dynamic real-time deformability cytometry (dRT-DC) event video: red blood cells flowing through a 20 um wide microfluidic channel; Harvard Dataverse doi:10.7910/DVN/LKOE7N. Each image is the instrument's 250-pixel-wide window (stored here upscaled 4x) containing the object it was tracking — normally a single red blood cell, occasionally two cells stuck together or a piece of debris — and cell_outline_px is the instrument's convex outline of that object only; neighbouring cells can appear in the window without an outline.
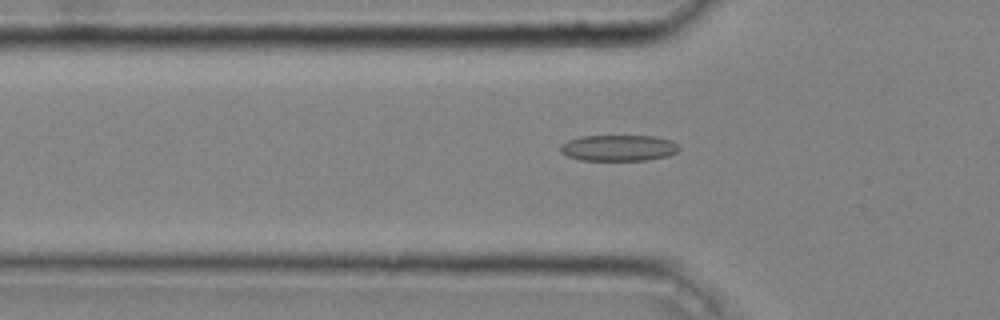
{"species": "common noctule bat (a hibernating species)", "species_latin": "Nyctalus noctula", "temperature_condition": "cold", "stored_images_in_passage": 42, "camera_frame_rate_fps": 3000, "um_per_image_px": 0.085, "animal": {"sex": "male", "body_mass_g": 20.4}, "frame": {"image": 1, "passage_image": 12, "time_ms": 3.667, "image_size_px": [1000, 320], "cell_outline_px": [[680, 148], [676, 152], [668, 156], [648, 160], [580, 160], [568, 156], [560, 152], [560, 144], [568, 140], [580, 136], [656, 136], [672, 140]], "centroid_in_image_um": [52.57, 12.57], "position_along_channel_um": 73.2, "area_um2": 18.15}}
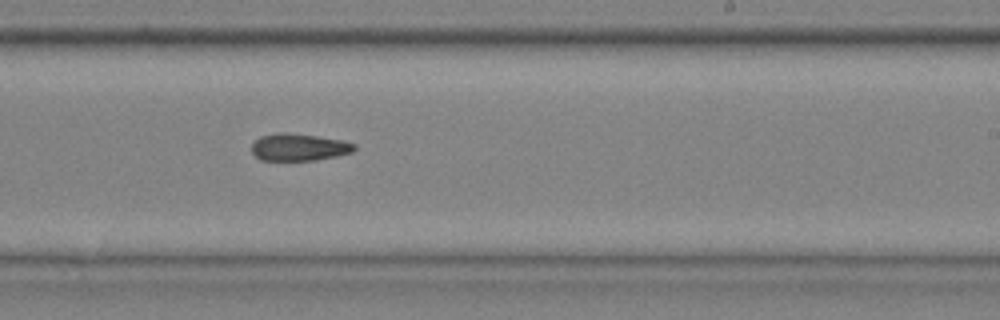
{"frame": {"image": 2, "passage_image": 26, "time_ms": 8.333, "image_size_px": [1000, 320], "cell_outline_px": [[356, 148], [352, 152], [336, 156], [316, 160], [260, 160], [252, 152], [252, 144], [260, 136], [280, 132], [284, 132], [316, 136], [344, 140], [356, 144]], "centroid_in_image_um": [25.42, 12.51], "position_along_channel_um": 263.6, "area_um2": 16.24}}
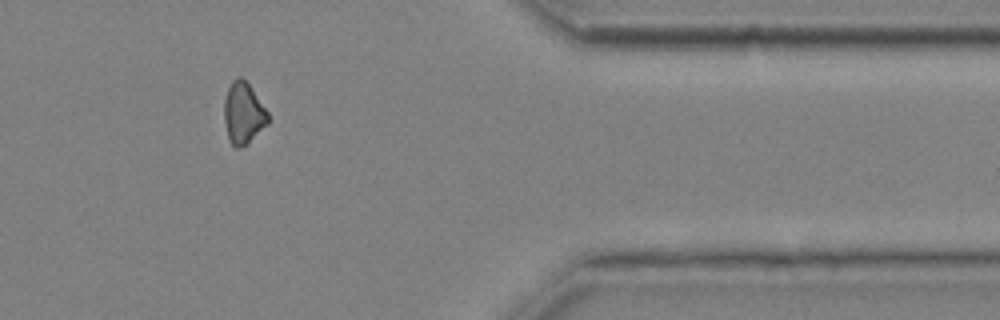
{"frame": {"image": 3, "passage_image": 37, "time_ms": 12.0, "image_size_px": [1000, 320], "cell_outline_px": [[268, 124], [248, 144], [240, 148], [236, 148], [228, 140], [224, 120], [224, 100], [228, 88], [232, 80], [236, 76], [240, 76], [248, 84], [268, 112]], "centroid_in_image_um": [20.67, 9.65], "position_along_channel_um": 390.7, "area_um2": 15.78}}